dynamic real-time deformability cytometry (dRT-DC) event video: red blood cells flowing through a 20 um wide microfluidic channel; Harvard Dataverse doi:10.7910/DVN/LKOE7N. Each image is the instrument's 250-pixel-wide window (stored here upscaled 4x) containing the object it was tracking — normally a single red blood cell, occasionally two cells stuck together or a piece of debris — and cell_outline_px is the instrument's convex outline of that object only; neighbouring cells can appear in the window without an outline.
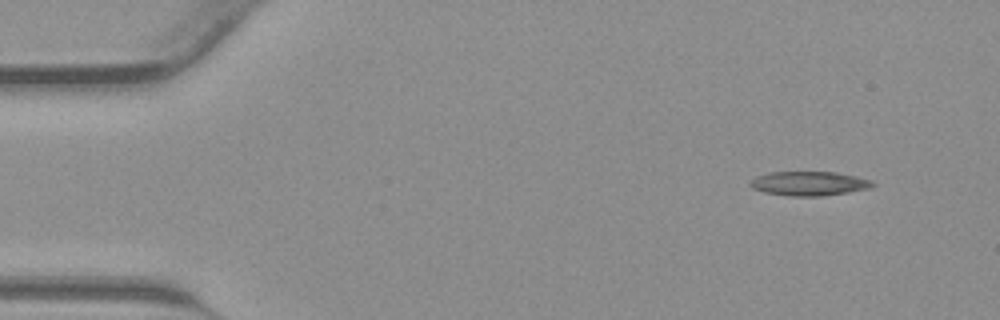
{"species": "common noctule bat (a hibernating species)", "species_latin": "Nyctalus noctula", "temperature_condition": "warm", "stored_images_in_passage": 40, "camera_frame_rate_fps": 3000, "um_per_image_px": 0.085, "animal": {"sex": "male", "body_mass_g": 23.1, "forearm_length_mm": 52.7}, "frame": {"image": 1, "passage_image": 1, "time_ms": 0.0, "image_size_px": [1000, 320], "cell_outline_px": [[876, 184], [868, 188], [848, 192], [820, 196], [788, 196], [764, 192], [752, 188], [748, 184], [756, 176], [768, 172], [836, 172], [856, 176], [872, 180]], "centroid_in_image_um": [68.75, 15.59], "position_along_channel_um": 16.2, "area_um2": 17.28}}
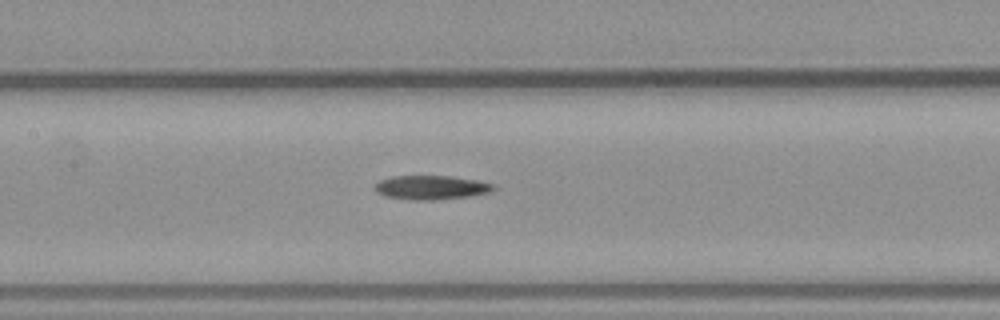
{"frame": {"image": 2, "passage_image": 17, "time_ms": 5.333, "image_size_px": [1000, 320], "cell_outline_px": [[496, 188], [492, 192], [472, 196], [436, 200], [412, 200], [384, 196], [376, 192], [376, 184], [380, 180], [392, 176], [448, 176], [476, 180], [496, 184]], "centroid_in_image_um": [36.7, 15.94], "position_along_channel_um": 170.7, "area_um2": 16.76}}
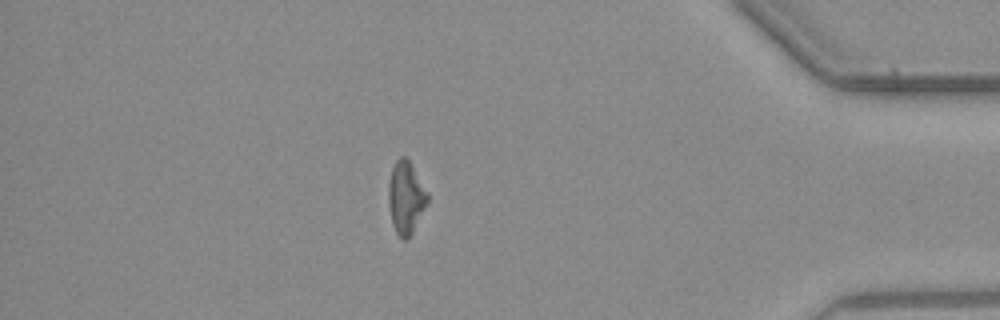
{"frame": {"image": 3, "passage_image": 34, "time_ms": 11.0, "image_size_px": [1000, 320], "cell_outline_px": [[428, 200], [412, 232], [404, 240], [396, 232], [392, 224], [388, 204], [388, 184], [392, 168], [396, 160], [400, 156], [404, 156], [408, 160], [428, 192]], "centroid_in_image_um": [34.47, 16.77], "position_along_channel_um": 400.7, "area_um2": 16.13}}